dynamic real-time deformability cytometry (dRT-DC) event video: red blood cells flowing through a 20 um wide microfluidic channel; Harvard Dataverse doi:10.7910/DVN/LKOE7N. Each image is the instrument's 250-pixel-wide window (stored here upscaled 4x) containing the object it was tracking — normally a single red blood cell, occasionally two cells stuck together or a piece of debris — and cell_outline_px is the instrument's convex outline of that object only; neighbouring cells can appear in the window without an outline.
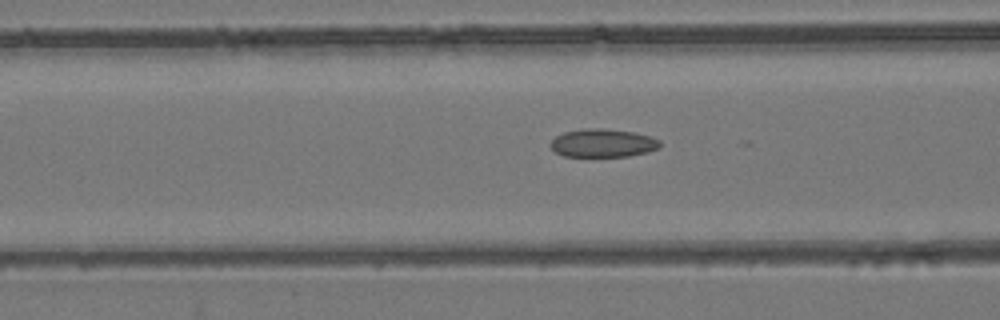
{"species": "common noctule bat (a hibernating species)", "species_latin": "Nyctalus noctula", "temperature_condition": "room temperature", "stored_images_in_passage": 40, "camera_frame_rate_fps": 3000, "um_per_image_px": 0.085, "animal": {"sex": "female", "body_mass_g": 24.6, "forearm_length_mm": 56.2}, "frame": {"image": 1, "passage_image": 8, "time_ms": 2.333, "image_size_px": [1000, 320], "cell_outline_px": [[660, 148], [648, 152], [628, 156], [564, 156], [556, 152], [552, 148], [552, 140], [556, 136], [564, 132], [584, 128], [600, 128], [632, 132], [648, 136], [660, 140]], "centroid_in_image_um": [51.26, 12.16], "position_along_channel_um": 115.3, "area_um2": 17.8}}
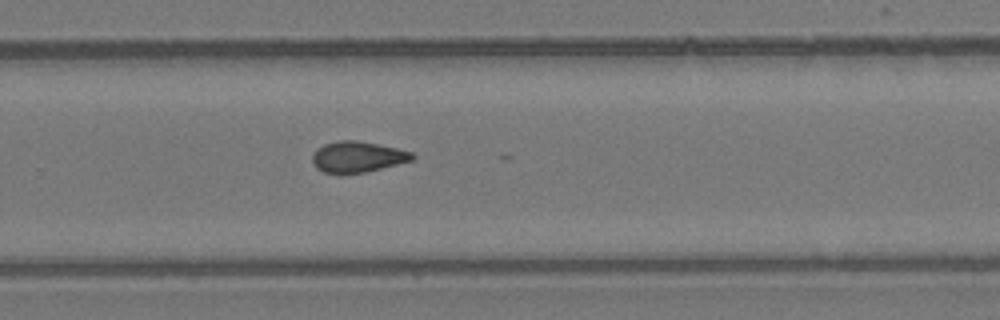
{"frame": {"image": 2, "passage_image": 22, "time_ms": 7.0, "image_size_px": [1000, 320], "cell_outline_px": [[416, 156], [412, 160], [364, 172], [340, 176], [324, 172], [316, 168], [312, 160], [312, 156], [316, 148], [324, 144], [340, 140], [356, 140], [396, 148], [412, 152]], "centroid_in_image_um": [30.33, 13.35], "position_along_channel_um": 299.5, "area_um2": 18.15}}
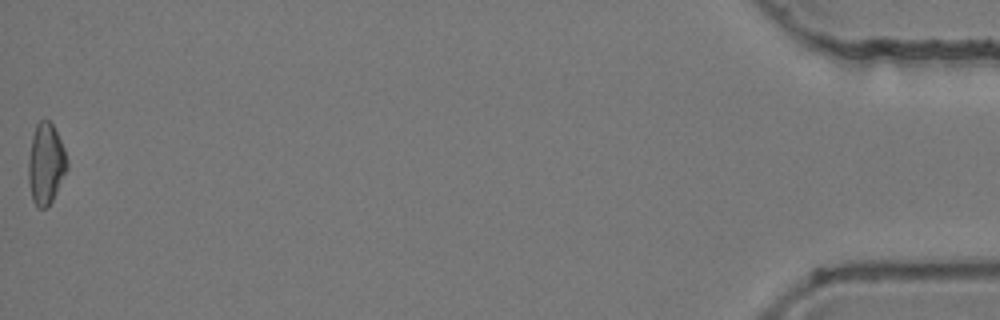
{"frame": {"image": 3, "passage_image": 40, "time_ms": 13.0, "image_size_px": [1000, 320], "cell_outline_px": [[68, 168], [48, 208], [36, 208], [32, 200], [28, 180], [28, 160], [32, 136], [36, 124], [40, 120], [48, 120], [52, 124], [64, 148], [68, 160]], "centroid_in_image_um": [3.89, 13.95], "position_along_channel_um": 431.3, "area_um2": 18.32}, "authors_computed_cell_mechanics": {"area_um2": 17.918, "velocity_mm_per_s": 3.9527, "shape_relaxation_time_tau1_ms": null, "shape_relaxation_time_tau2_ms": 3.4417, "deformation_change_tau1": null, "deformation_change_tau2": 0.0863}}